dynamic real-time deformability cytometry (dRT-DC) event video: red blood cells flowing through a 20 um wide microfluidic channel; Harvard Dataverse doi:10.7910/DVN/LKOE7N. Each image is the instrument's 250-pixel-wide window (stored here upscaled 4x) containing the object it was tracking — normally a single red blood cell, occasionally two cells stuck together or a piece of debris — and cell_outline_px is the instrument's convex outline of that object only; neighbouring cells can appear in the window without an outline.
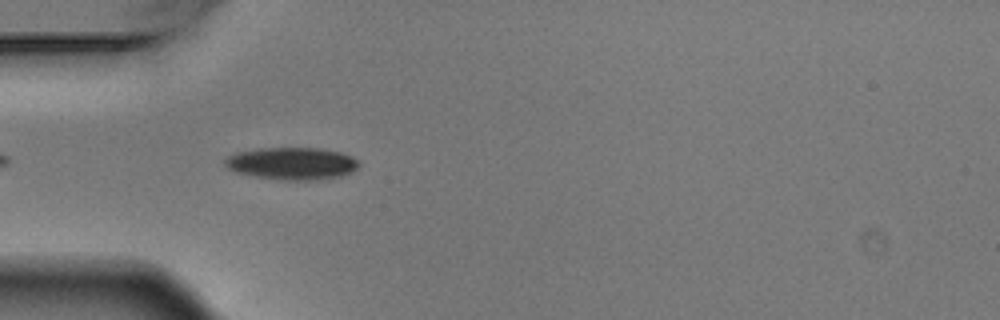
{"species": "Egyptian fruit bat (a non-hibernating species)", "species_latin": "Rousettus aegyptiacus", "temperature_condition": "warm", "stored_images_in_passage": 11, "camera_frame_rate_fps": 3000, "um_per_image_px": 0.085, "animal": {"sex": "male"}, "frame": {"image": 1, "passage_image": 5, "time_ms": 1.333, "image_size_px": [1000, 320], "cell_outline_px": [[360, 164], [352, 172], [340, 176], [316, 180], [280, 180], [256, 176], [236, 172], [228, 168], [224, 164], [224, 160], [228, 156], [240, 152], [260, 148], [316, 148], [340, 152], [352, 156], [360, 160]], "centroid_in_image_um": [24.85, 13.9], "position_along_channel_um": 60.2, "area_um2": 25.14}}
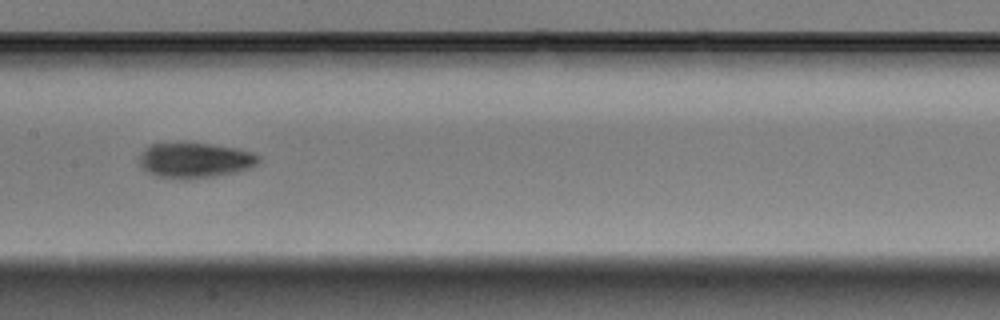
{"frame": {"image": 2, "passage_image": 8, "time_ms": 2.333, "image_size_px": [1000, 320], "cell_outline_px": [[260, 160], [252, 168], [236, 172], [216, 176], [188, 180], [180, 180], [156, 176], [144, 172], [140, 164], [140, 152], [144, 148], [152, 144], [176, 140], [180, 140], [212, 144], [236, 148], [252, 152], [260, 156]], "centroid_in_image_um": [16.52, 13.6], "position_along_channel_um": 190.9, "area_um2": 25.66}}
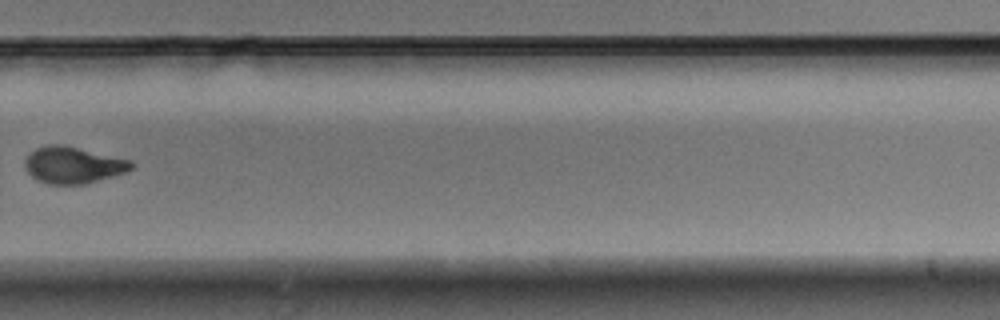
{"frame": {"image": 3, "passage_image": 11, "time_ms": 3.333, "image_size_px": [1000, 320], "cell_outline_px": [[136, 164], [128, 172], [84, 184], [48, 184], [36, 180], [24, 168], [24, 160], [36, 148], [48, 144], [64, 144], [132, 160]], "centroid_in_image_um": [6.24, 14.02], "position_along_channel_um": 323.6, "area_um2": 23.0}}